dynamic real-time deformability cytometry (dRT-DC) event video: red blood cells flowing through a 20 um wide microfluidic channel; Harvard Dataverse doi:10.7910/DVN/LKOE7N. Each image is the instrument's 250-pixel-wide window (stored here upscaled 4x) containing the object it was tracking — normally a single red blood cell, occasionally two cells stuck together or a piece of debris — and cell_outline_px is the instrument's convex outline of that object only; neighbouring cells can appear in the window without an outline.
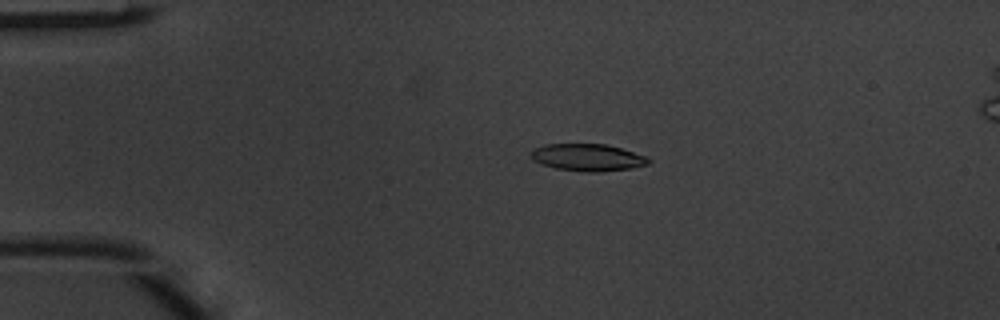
{"species": "common noctule bat (a hibernating species)", "species_latin": "Nyctalus noctula", "temperature_condition": "warm", "stored_images_in_passage": 5, "camera_frame_rate_fps": 3000, "um_per_image_px": 0.085, "animal": {"sex": "male", "body_mass_g": 20.1, "forearm_length_mm": 53.5}, "frame": {"image": 1, "passage_image": 2, "time_ms": 0.333, "image_size_px": [1000, 320], "cell_outline_px": [[652, 160], [648, 164], [632, 168], [596, 172], [584, 172], [556, 168], [540, 164], [532, 160], [528, 152], [532, 148], [544, 144], [604, 144], [620, 148], [644, 156]], "centroid_in_image_um": [49.86, 13.38], "position_along_channel_um": 35.1, "area_um2": 18.67}}
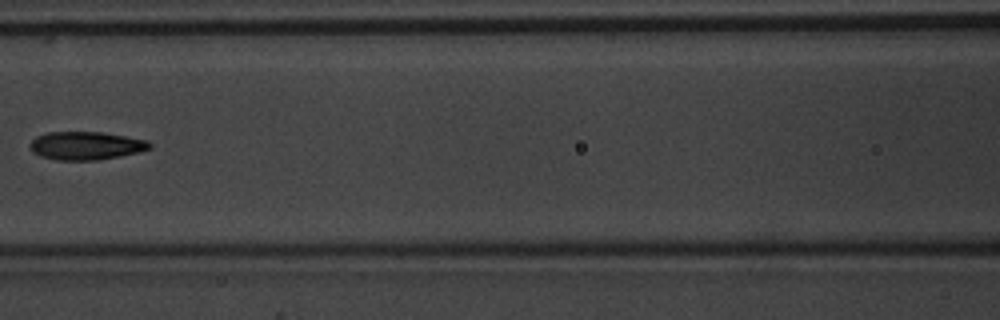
{"frame": {"image": 2, "passage_image": 5, "time_ms": 1.333, "image_size_px": [1000, 320], "cell_outline_px": [[152, 148], [120, 156], [96, 160], [56, 160], [40, 156], [32, 148], [32, 140], [36, 136], [48, 132], [104, 132], [148, 140], [152, 144]], "centroid_in_image_um": [7.36, 12.37], "position_along_channel_um": 159.2, "area_um2": 19.48}}